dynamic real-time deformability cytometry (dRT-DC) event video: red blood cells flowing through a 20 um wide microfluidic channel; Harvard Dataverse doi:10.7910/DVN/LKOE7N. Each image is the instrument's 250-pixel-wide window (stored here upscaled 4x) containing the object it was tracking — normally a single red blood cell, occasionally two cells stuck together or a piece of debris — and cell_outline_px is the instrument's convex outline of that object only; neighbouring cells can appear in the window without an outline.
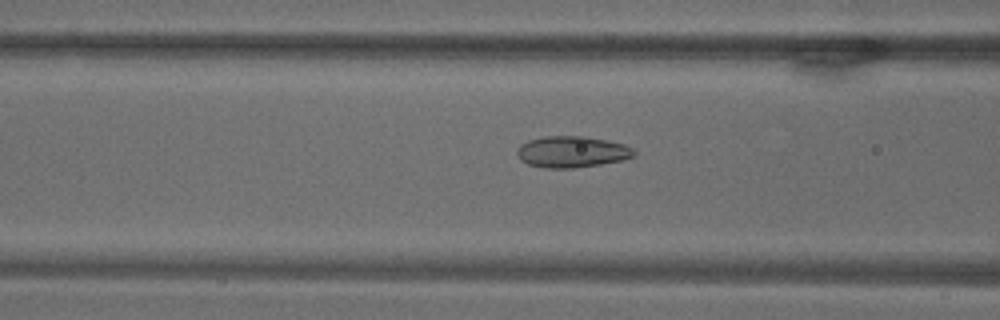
{"species": "common noctule bat (a hibernating species)", "species_latin": "Nyctalus noctula", "temperature_condition": "warm", "stored_images_in_passage": 72, "camera_frame_rate_fps": 3000, "um_per_image_px": 0.085, "animal": {"sex": "male", "body_mass_g": 18.8}, "frame": {"image": 1, "passage_image": 29, "time_ms": 9.333, "image_size_px": [1000, 320], "cell_outline_px": [[636, 156], [624, 160], [600, 164], [572, 168], [544, 168], [528, 164], [520, 160], [516, 152], [520, 144], [528, 140], [544, 136], [584, 136], [624, 144], [632, 148], [636, 152]], "centroid_in_image_um": [48.61, 12.91], "position_along_channel_um": 118.0, "area_um2": 21.44}}
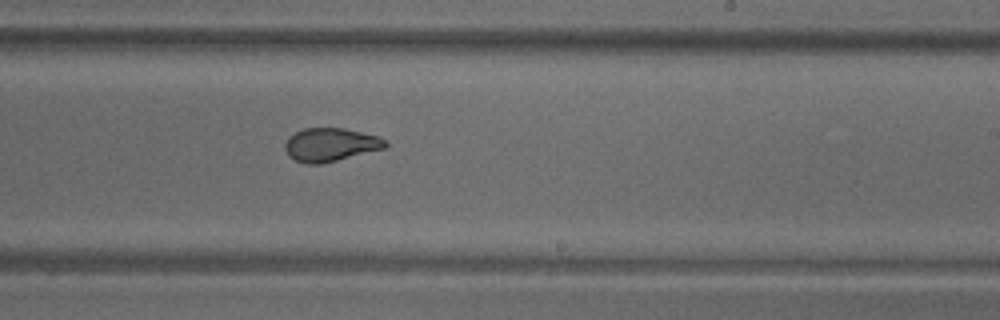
{"frame": {"image": 2, "passage_image": 44, "time_ms": 14.333, "image_size_px": [1000, 320], "cell_outline_px": [[388, 144], [384, 148], [320, 164], [308, 164], [296, 160], [288, 156], [284, 148], [284, 144], [288, 136], [304, 128], [344, 128], [376, 136], [388, 140]], "centroid_in_image_um": [28.05, 12.29], "position_along_channel_um": 260.9, "area_um2": 19.36}}
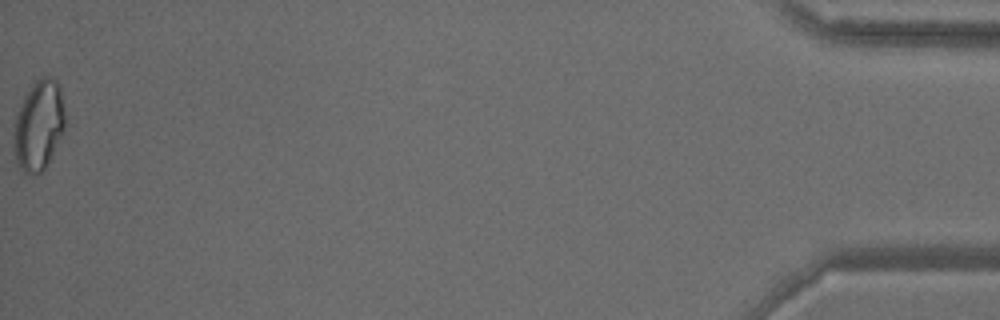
{"frame": {"image": 3, "passage_image": 72, "time_ms": 23.667, "image_size_px": [1000, 320], "cell_outline_px": [[64, 128], [44, 168], [36, 176], [28, 176], [20, 168], [16, 160], [16, 116], [24, 96], [32, 84], [40, 76], [52, 76], [60, 84], [64, 112]], "centroid_in_image_um": [3.31, 10.6], "position_along_channel_um": 431.9, "area_um2": 26.18}}